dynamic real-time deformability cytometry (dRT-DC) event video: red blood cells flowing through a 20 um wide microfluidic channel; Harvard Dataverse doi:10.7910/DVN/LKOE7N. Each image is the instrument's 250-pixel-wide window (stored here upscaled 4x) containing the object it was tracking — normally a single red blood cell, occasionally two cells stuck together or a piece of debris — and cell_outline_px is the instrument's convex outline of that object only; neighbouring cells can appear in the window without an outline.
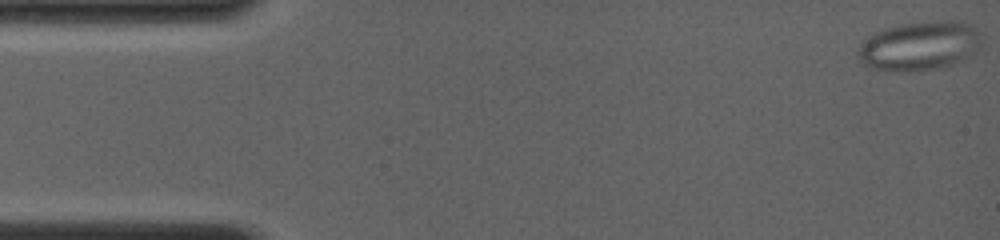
{"species": "common noctule bat (a hibernating species)", "species_latin": "Nyctalus noctula", "temperature_condition": "room temperature", "stored_images_in_passage": 53, "camera_frame_rate_fps": 4000, "um_per_image_px": 0.085, "animal": {"sex": "female", "body_mass_g": 19.0, "forearm_length_mm": 56.7}, "frame": {"image": 1, "passage_image": 1, "time_ms": 0.0, "image_size_px": [1000, 240], "cell_outline_px": [[980, 40], [956, 60], [948, 64], [928, 68], [872, 68], [864, 64], [856, 56], [856, 48], [864, 40], [876, 32], [884, 28], [900, 24], [936, 20], [964, 20], [980, 32]], "centroid_in_image_um": [78.04, 3.79], "position_along_channel_um": 7.0, "area_um2": 33.41}}
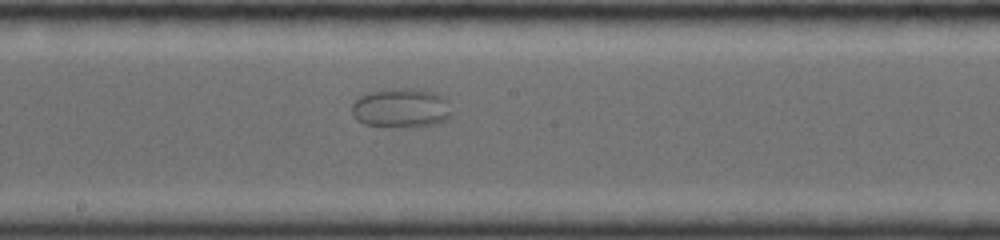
{"frame": {"image": 2, "passage_image": 26, "time_ms": 9.0, "image_size_px": [1000, 240], "cell_outline_px": [[452, 116], [448, 120], [432, 124], [364, 124], [356, 120], [352, 116], [352, 104], [360, 96], [372, 92], [400, 88], [412, 88], [432, 92], [444, 96], [452, 112]], "centroid_in_image_um": [34.12, 9.14], "position_along_channel_um": 214.1, "area_um2": 21.96}}
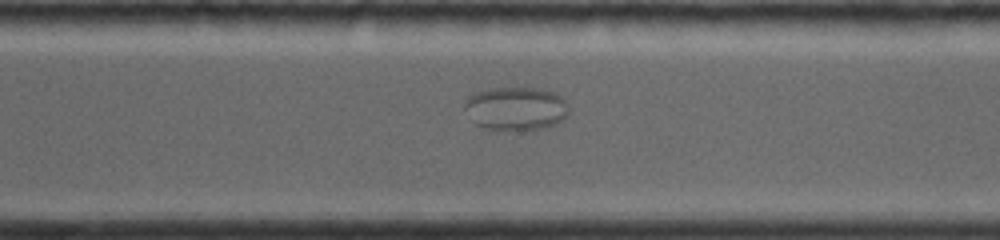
{"frame": {"image": 3, "passage_image": 37, "time_ms": 12.0, "image_size_px": [1000, 240], "cell_outline_px": [[568, 116], [564, 120], [548, 128], [520, 132], [496, 132], [484, 128], [476, 124], [472, 120], [464, 108], [464, 104], [468, 96], [472, 92], [488, 88], [536, 88], [556, 92], [568, 104]], "centroid_in_image_um": [43.85, 9.27], "position_along_channel_um": 326.8, "area_um2": 27.57}}